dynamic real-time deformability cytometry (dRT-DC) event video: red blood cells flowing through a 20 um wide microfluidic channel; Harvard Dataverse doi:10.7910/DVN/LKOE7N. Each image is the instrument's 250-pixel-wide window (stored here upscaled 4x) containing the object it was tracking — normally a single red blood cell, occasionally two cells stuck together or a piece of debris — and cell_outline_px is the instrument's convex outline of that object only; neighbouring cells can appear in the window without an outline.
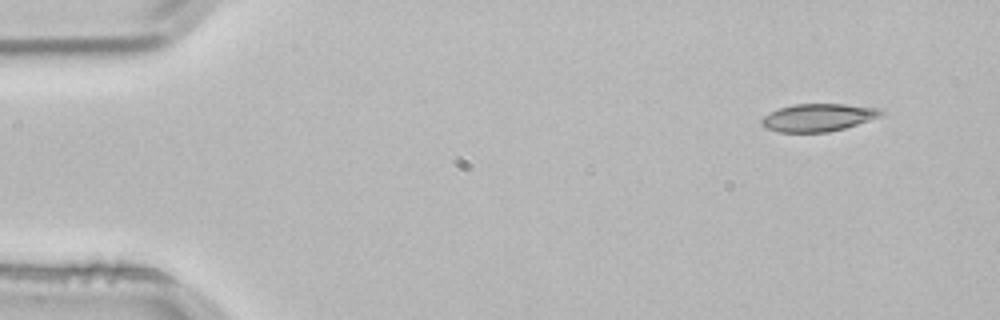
{"species": "common noctule bat (a hibernating species)", "species_latin": "Nyctalus noctula", "temperature_condition": "room temperature", "stored_images_in_passage": 3, "camera_frame_rate_fps": 3000, "um_per_image_px": 0.085, "animal": {"sex": "male", "body_mass_g": 21.5, "forearm_length_mm": 52.0}, "frame": {"image": 1, "passage_image": 1, "time_ms": 0.0, "image_size_px": [1000, 320], "cell_outline_px": [[884, 112], [868, 120], [844, 128], [828, 132], [776, 132], [764, 128], [760, 120], [764, 116], [780, 108], [792, 104], [844, 104], [884, 108]], "centroid_in_image_um": [69.51, 9.98], "position_along_channel_um": 15.5, "area_um2": 19.13}}